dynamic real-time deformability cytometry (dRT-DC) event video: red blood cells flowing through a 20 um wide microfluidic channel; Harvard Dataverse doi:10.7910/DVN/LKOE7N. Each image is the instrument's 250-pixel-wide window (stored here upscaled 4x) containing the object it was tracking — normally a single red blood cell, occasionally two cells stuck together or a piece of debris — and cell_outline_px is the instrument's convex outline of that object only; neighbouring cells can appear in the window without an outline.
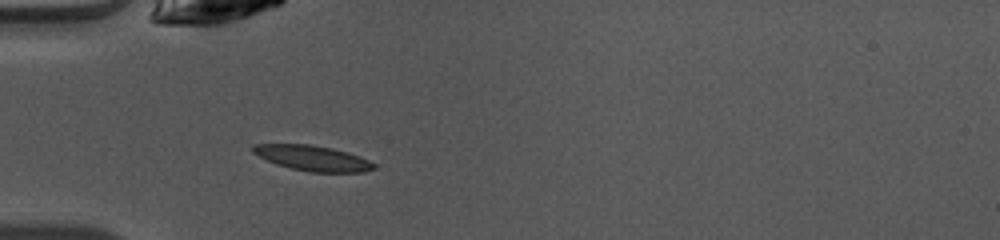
{"species": "common noctule bat (a hibernating species)", "species_latin": "Nyctalus noctula", "temperature_condition": "warm", "stored_images_in_passage": 35, "camera_frame_rate_fps": 3000, "um_per_image_px": 0.085, "animal": {"sex": "female", "body_mass_g": 10.0, "forearm_length_mm": 53.1}, "frame": {"image": 1, "passage_image": 1, "time_ms": 0.0, "image_size_px": [1000, 240], "cell_outline_px": [[376, 168], [364, 172], [308, 172], [276, 164], [252, 152], [252, 144], [312, 144], [332, 148], [348, 152], [360, 156], [376, 164]], "centroid_in_image_um": [26.61, 13.44], "position_along_channel_um": 58.4, "area_um2": 17.86}}
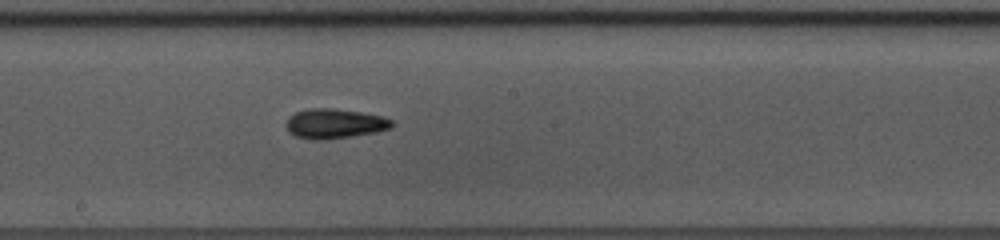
{"frame": {"image": 2, "passage_image": 13, "time_ms": 4.0, "image_size_px": [1000, 240], "cell_outline_px": [[396, 124], [392, 128], [376, 132], [352, 136], [324, 140], [312, 140], [296, 136], [288, 132], [284, 124], [288, 116], [296, 112], [312, 108], [332, 108], [360, 112], [380, 116], [392, 120]], "centroid_in_image_um": [28.42, 10.52], "position_along_channel_um": 219.8, "area_um2": 18.5}}
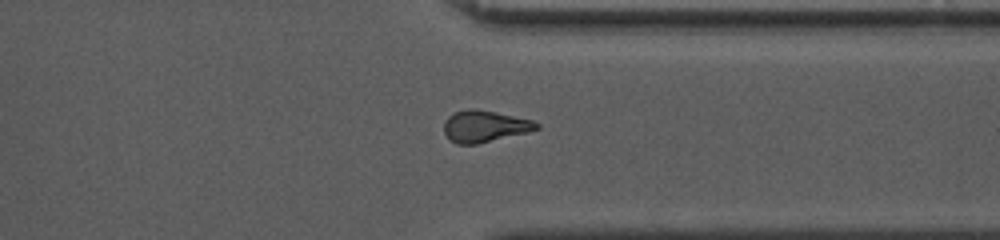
{"frame": {"image": 3, "passage_image": 24, "time_ms": 7.667, "image_size_px": [1000, 240], "cell_outline_px": [[540, 128], [528, 132], [476, 144], [456, 144], [448, 140], [444, 132], [444, 120], [448, 116], [456, 112], [468, 108], [476, 108], [496, 112], [532, 120], [540, 124]], "centroid_in_image_um": [41.17, 10.73], "position_along_channel_um": 370.2, "area_um2": 17.17}, "authors_computed_cell_mechanics": {"area_um2": 17.1666, "velocity_mm_per_s": 4.1177, "shape_relaxation_time_tau1_ms": 3.3968, "shape_relaxation_time_tau2_ms": 4.4964, "deformation_change_tau1": 0.1778, "deformation_change_tau2": 0.1365}}